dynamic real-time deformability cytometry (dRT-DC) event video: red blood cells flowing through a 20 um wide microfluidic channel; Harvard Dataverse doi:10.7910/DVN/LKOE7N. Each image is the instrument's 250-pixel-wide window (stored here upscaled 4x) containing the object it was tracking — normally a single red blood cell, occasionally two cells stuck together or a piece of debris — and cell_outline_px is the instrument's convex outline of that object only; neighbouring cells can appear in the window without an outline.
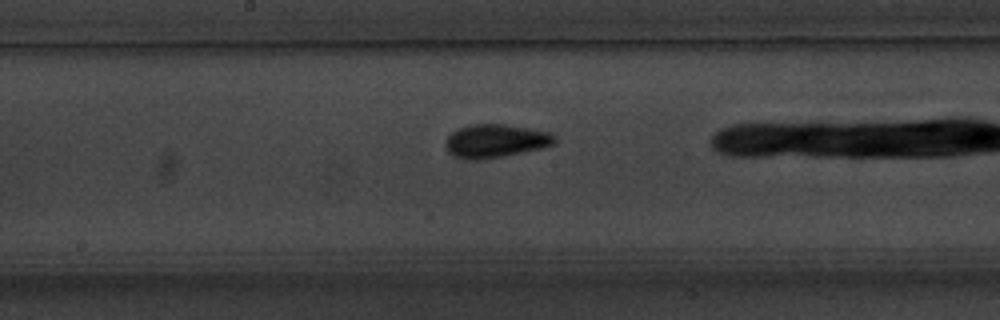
{"species": "common noctule bat (a hibernating species)", "species_latin": "Nyctalus noctula", "temperature_condition": "warm", "stored_images_in_passage": 35, "camera_frame_rate_fps": 3000, "um_per_image_px": 0.085, "animal": {"sex": "male", "body_mass_g": 20.1, "forearm_length_mm": 53.5}, "frame": {"image": 1, "passage_image": 21, "time_ms": 6.667, "image_size_px": [1000, 320], "cell_outline_px": [[556, 140], [552, 144], [540, 148], [504, 156], [480, 160], [468, 160], [452, 156], [448, 152], [444, 144], [448, 136], [452, 132], [460, 128], [472, 124], [504, 124], [552, 132], [556, 136]], "centroid_in_image_um": [42.09, 11.98], "position_along_channel_um": 206.1, "area_um2": 21.27}}